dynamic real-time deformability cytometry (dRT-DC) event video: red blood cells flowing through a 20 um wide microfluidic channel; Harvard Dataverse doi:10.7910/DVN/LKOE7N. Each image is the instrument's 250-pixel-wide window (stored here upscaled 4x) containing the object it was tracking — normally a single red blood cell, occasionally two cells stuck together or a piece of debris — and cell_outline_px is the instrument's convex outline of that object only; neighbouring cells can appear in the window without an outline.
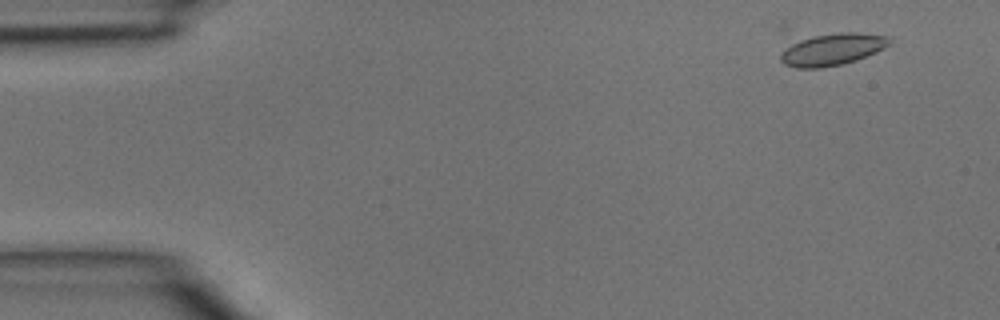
{"species": "common noctule bat (a hibernating species)", "species_latin": "Nyctalus noctula", "temperature_condition": "room temperature", "stored_images_in_passage": 4, "camera_frame_rate_fps": 3000, "um_per_image_px": 0.085, "animal": {"sex": "male", "body_mass_g": 15.6}, "frame": {"image": 1, "passage_image": 2, "time_ms": 0.333, "image_size_px": [1000, 320], "cell_outline_px": [[892, 44], [876, 52], [856, 60], [840, 64], [820, 68], [796, 68], [784, 64], [780, 60], [780, 52], [792, 44], [800, 40], [812, 36], [840, 32], [856, 32], [888, 36], [892, 40]], "centroid_in_image_um": [70.77, 4.19], "position_along_channel_um": 14.2, "area_um2": 20.23}}